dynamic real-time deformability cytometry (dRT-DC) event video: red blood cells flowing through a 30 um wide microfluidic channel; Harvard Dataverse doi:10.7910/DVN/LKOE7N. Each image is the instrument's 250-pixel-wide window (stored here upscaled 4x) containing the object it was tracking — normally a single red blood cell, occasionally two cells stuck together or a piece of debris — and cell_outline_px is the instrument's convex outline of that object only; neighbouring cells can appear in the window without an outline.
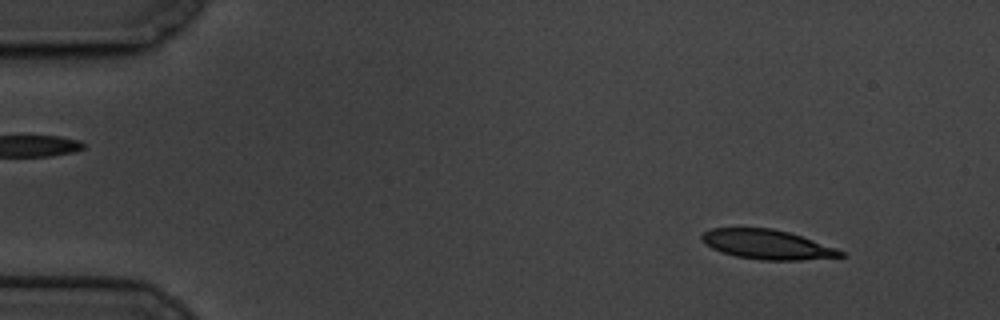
{"species": "common noctule bat (a hibernating species)", "species_latin": "Nyctalus noctula", "temperature_condition": "cold", "stored_images_in_passage": 56, "camera_frame_rate_fps": 3000, "um_per_image_px": 0.085, "animal": {"sex": "male", "body_mass_g": 19.5, "forearm_length_mm": 54.6}, "frame": {"image": 1, "passage_image": 2, "time_ms": 0.333, "image_size_px": [1000, 320], "cell_outline_px": [[848, 256], [800, 260], [760, 260], [736, 256], [720, 252], [704, 244], [700, 240], [700, 236], [704, 232], [712, 228], [772, 228], [788, 232], [836, 248], [844, 252]], "centroid_in_image_um": [65.17, 20.78], "position_along_channel_um": 19.8, "area_um2": 23.87}}
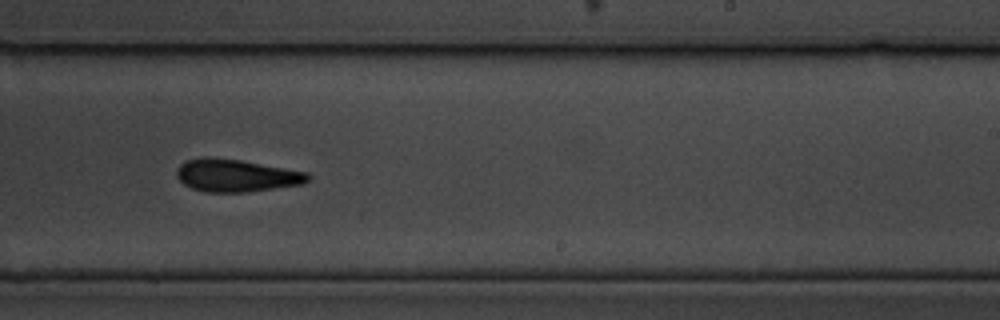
{"frame": {"image": 2, "passage_image": 33, "time_ms": 10.667, "image_size_px": [1000, 320], "cell_outline_px": [[312, 176], [304, 184], [248, 192], [204, 192], [192, 188], [184, 184], [176, 176], [176, 168], [180, 164], [188, 160], [204, 156], [208, 156], [240, 160], [308, 172]], "centroid_in_image_um": [20.08, 14.91], "position_along_channel_um": 268.9, "area_um2": 25.09}}
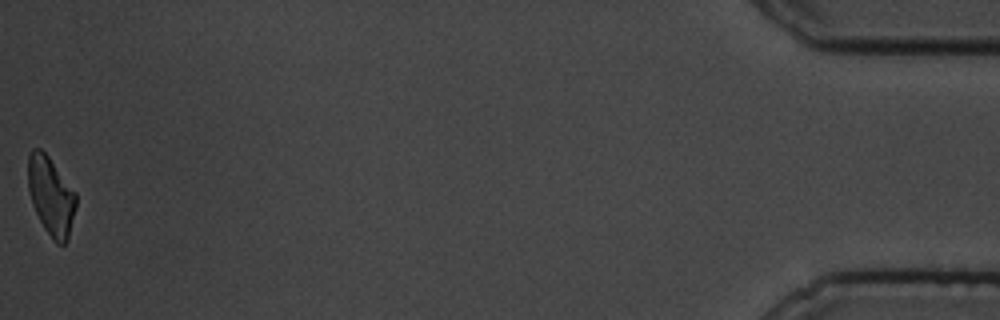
{"frame": {"image": 3, "passage_image": 56, "time_ms": 18.333, "image_size_px": [1000, 320], "cell_outline_px": [[76, 208], [68, 240], [64, 244], [56, 244], [52, 240], [44, 228], [32, 204], [28, 188], [28, 156], [32, 148], [40, 148], [48, 156], [76, 192]], "centroid_in_image_um": [4.34, 16.68], "position_along_channel_um": 430.9, "area_um2": 22.02}, "authors_computed_cell_mechanics": {"area_um2": 24.7384, "velocity_mm_per_s": 3.3121, "shape_relaxation_time_tau1_ms": 8.6742, "shape_relaxation_time_tau2_ms": null, "deformation_change_tau1": 0.1953, "deformation_change_tau2": null}}